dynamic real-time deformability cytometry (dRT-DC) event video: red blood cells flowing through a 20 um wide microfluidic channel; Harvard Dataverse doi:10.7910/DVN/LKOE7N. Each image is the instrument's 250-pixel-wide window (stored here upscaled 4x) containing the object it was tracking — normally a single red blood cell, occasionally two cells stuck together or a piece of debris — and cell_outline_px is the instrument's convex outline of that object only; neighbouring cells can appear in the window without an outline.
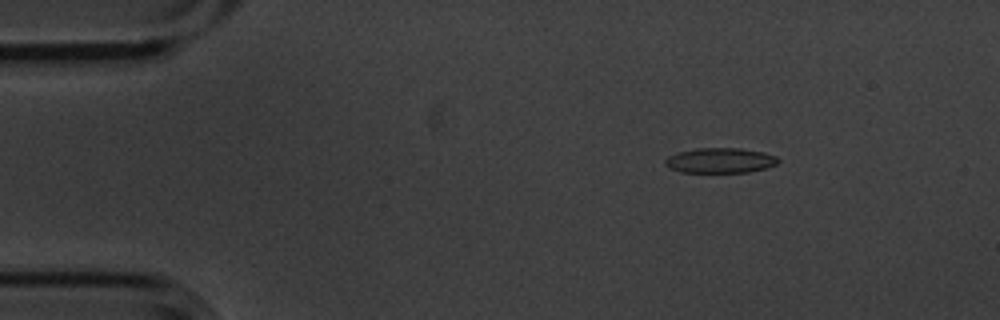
{"species": "common noctule bat (a hibernating species)", "species_latin": "Nyctalus noctula", "temperature_condition": "cold", "stored_images_in_passage": 14, "camera_frame_rate_fps": 3000, "um_per_image_px": 0.085, "animal": {"sex": "male", "body_mass_g": 20.1, "forearm_length_mm": 53.5}, "frame": {"image": 1, "passage_image": 2, "time_ms": 0.333, "image_size_px": [1000, 320], "cell_outline_px": [[780, 160], [776, 164], [768, 168], [748, 172], [680, 172], [668, 168], [664, 164], [664, 160], [668, 156], [676, 152], [696, 148], [740, 148], [764, 152], [776, 156]], "centroid_in_image_um": [61.19, 13.64], "position_along_channel_um": 23.8, "area_um2": 16.76}}
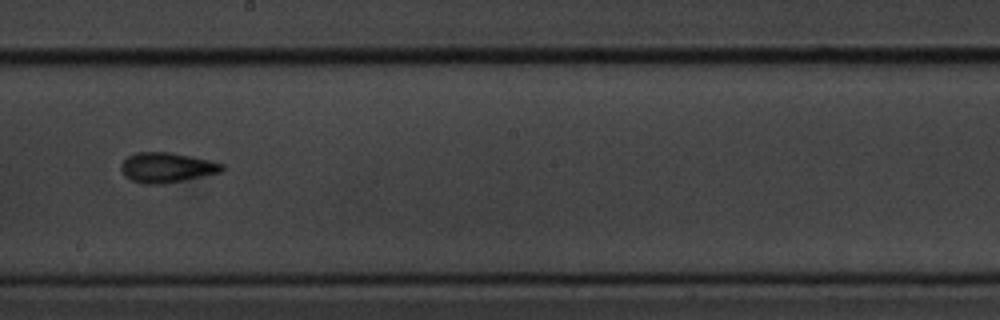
{"frame": {"image": 2, "passage_image": 8, "time_ms": 2.333, "image_size_px": [1000, 320], "cell_outline_px": [[224, 168], [220, 172], [164, 184], [144, 184], [132, 180], [124, 176], [120, 168], [120, 164], [128, 156], [136, 152], [172, 152], [208, 160], [224, 164]], "centroid_in_image_um": [14.13, 14.23], "position_along_channel_um": 234.1, "area_um2": 17.57}}
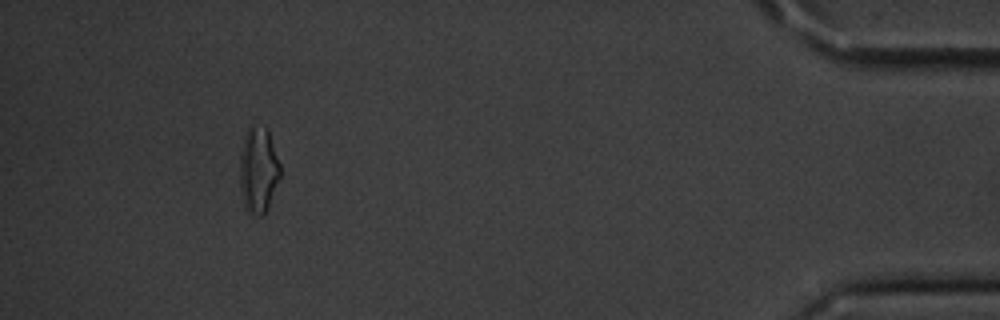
{"frame": {"image": 3, "passage_image": 13, "time_ms": 4.0, "image_size_px": [1000, 320], "cell_outline_px": [[280, 176], [268, 208], [264, 216], [260, 216], [244, 208], [240, 184], [240, 156], [244, 136], [248, 124], [252, 124], [268, 128], [280, 164]], "centroid_in_image_um": [21.96, 14.41], "position_along_channel_um": 413.2, "area_um2": 20.4}}